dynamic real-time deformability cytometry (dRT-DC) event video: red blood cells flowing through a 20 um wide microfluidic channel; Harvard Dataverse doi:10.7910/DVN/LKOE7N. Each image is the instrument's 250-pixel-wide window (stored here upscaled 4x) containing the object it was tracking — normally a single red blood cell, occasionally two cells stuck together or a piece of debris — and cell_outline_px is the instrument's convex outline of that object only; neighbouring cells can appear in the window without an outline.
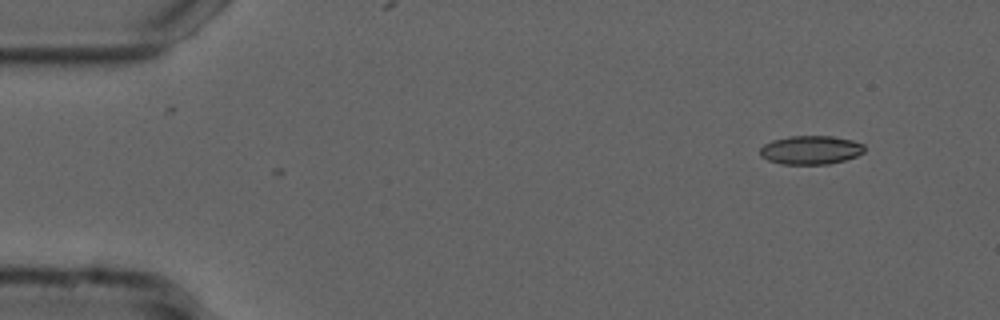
{"species": "common noctule bat (a hibernating species)", "species_latin": "Nyctalus noctula", "temperature_condition": "cold", "stored_images_in_passage": 50, "camera_frame_rate_fps": 3000, "um_per_image_px": 0.085, "animal": {"sex": "male", "forearm_length_mm": 52.5}, "frame": {"image": 1, "passage_image": 1, "time_ms": 0.0, "image_size_px": [1000, 320], "cell_outline_px": [[864, 152], [856, 156], [844, 160], [828, 164], [780, 164], [768, 160], [760, 156], [760, 148], [764, 144], [772, 140], [792, 136], [832, 136], [852, 140], [864, 144]], "centroid_in_image_um": [68.9, 12.75], "position_along_channel_um": 16.1, "area_um2": 17.46}}
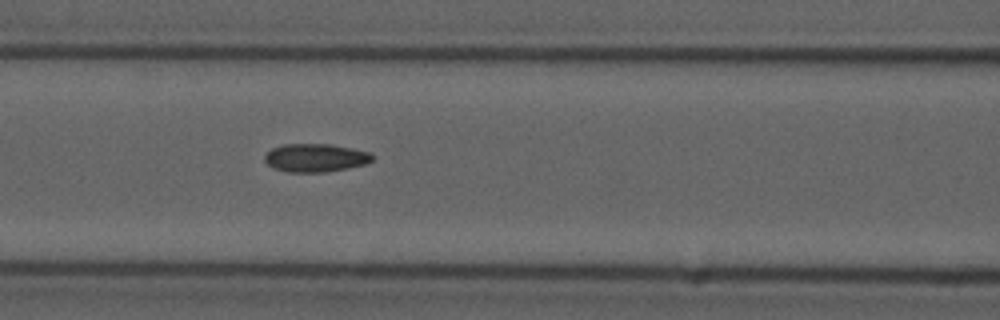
{"frame": {"image": 2, "passage_image": 19, "time_ms": 6.0, "image_size_px": [1000, 320], "cell_outline_px": [[376, 156], [372, 160], [364, 164], [348, 168], [324, 172], [288, 172], [272, 168], [264, 160], [264, 156], [272, 148], [284, 144], [328, 144], [352, 148], [368, 152]], "centroid_in_image_um": [26.8, 13.41], "position_along_channel_um": 139.8, "area_um2": 17.69}}
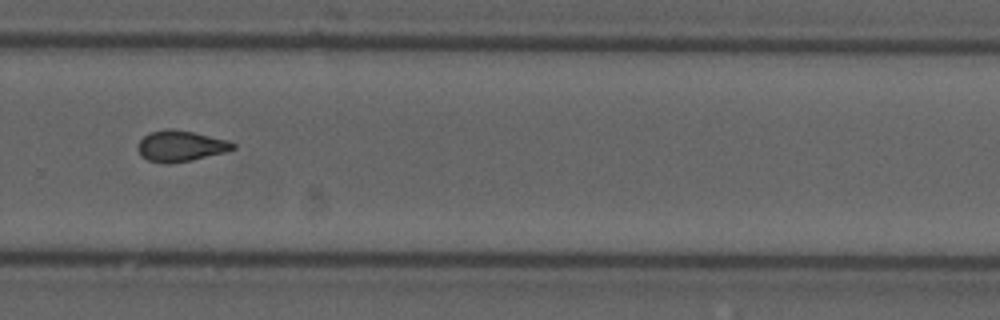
{"frame": {"image": 3, "passage_image": 33, "time_ms": 10.667, "image_size_px": [1000, 320], "cell_outline_px": [[236, 148], [228, 152], [192, 160], [168, 164], [148, 160], [140, 156], [136, 148], [140, 140], [144, 136], [152, 132], [168, 128], [192, 132], [228, 140], [236, 144]], "centroid_in_image_um": [15.36, 12.43], "position_along_channel_um": 314.4, "area_um2": 17.22}, "authors_computed_cell_mechanics": {"area_um2": 17.1377, "velocity_mm_per_s": 3.7515, "shape_relaxation_time_tau1_ms": null, "shape_relaxation_time_tau2_ms": 2.6804, "deformation_change_tau1": null, "deformation_change_tau2": 0.0946}}